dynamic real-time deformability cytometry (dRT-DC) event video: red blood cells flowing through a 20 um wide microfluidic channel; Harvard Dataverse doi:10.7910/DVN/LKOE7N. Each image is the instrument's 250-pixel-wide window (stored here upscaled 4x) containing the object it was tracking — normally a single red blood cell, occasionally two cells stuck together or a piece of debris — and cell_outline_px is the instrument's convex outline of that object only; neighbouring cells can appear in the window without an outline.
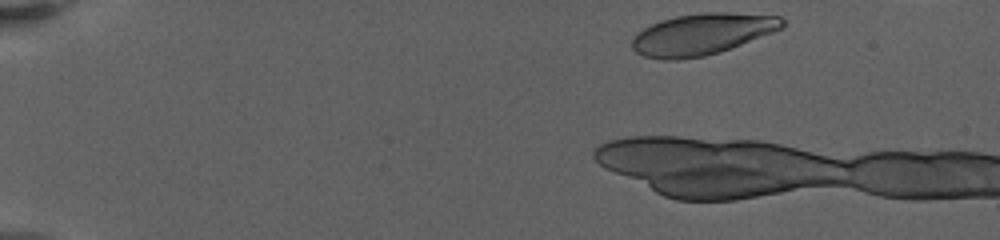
{"species": "human", "species_latin": "Homo sapiens", "temperature_condition": "warm", "stored_images_in_passage": 4, "camera_frame_rate_fps": 3000, "um_per_image_px": 0.085, "donor": {"sex": "female"}, "frame": {"image": 1, "passage_image": 1, "time_ms": 0.0, "image_size_px": [1000, 240], "cell_outline_px": [[784, 28], [720, 52], [704, 56], [676, 60], [664, 60], [644, 56], [636, 52], [632, 48], [632, 40], [636, 32], [660, 20], [676, 16], [704, 12], [732, 12], [780, 16], [784, 20]], "centroid_in_image_um": [59.68, 2.9], "position_along_channel_um": 25.3, "area_um2": 36.36}}